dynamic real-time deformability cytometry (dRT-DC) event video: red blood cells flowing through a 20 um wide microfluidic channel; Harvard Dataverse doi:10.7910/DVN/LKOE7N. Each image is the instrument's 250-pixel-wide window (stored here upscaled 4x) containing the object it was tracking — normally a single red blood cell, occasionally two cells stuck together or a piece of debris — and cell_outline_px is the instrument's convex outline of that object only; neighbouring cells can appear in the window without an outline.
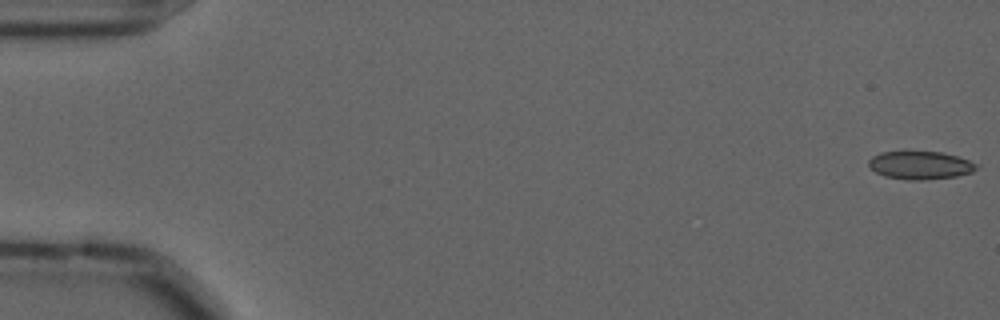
{"species": "common noctule bat (a hibernating species)", "species_latin": "Nyctalus noctula", "temperature_condition": "cold", "stored_images_in_passage": 16, "camera_frame_rate_fps": 3000, "um_per_image_px": 0.085, "animal": {"sex": "male", "forearm_length_mm": 52.5}, "frame": {"image": 1, "passage_image": 1, "time_ms": 0.0, "image_size_px": [1000, 320], "cell_outline_px": [[980, 164], [972, 172], [956, 176], [924, 180], [908, 180], [884, 176], [876, 172], [868, 164], [868, 160], [872, 156], [880, 152], [904, 148], [940, 152], [956, 156]], "centroid_in_image_um": [78.17, 13.99], "position_along_channel_um": 6.8, "area_um2": 18.38}}
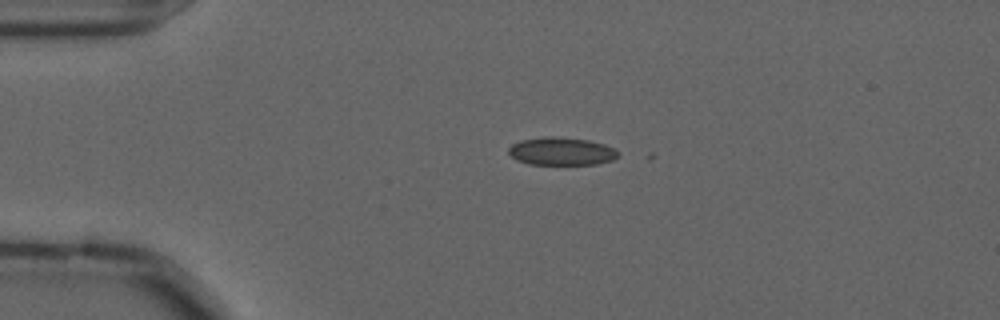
{"frame": {"image": 2, "passage_image": 13, "time_ms": 4.0, "image_size_px": [1000, 320], "cell_outline_px": [[620, 156], [612, 160], [596, 164], [528, 164], [516, 160], [508, 152], [508, 148], [512, 144], [520, 140], [544, 136], [552, 136], [588, 140], [604, 144], [620, 152]], "centroid_in_image_um": [47.71, 12.86], "position_along_channel_um": 37.3, "area_um2": 17.86}}